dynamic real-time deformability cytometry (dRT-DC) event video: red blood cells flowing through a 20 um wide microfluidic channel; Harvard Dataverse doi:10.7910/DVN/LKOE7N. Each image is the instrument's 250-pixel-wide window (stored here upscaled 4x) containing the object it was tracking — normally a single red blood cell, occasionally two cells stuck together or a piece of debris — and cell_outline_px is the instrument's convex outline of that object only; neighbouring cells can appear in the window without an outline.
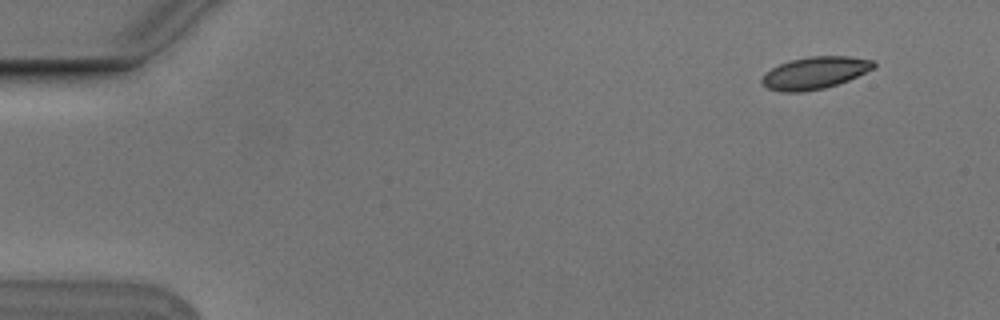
{"species": "Egyptian fruit bat (a non-hibernating species)", "species_latin": "Rousettus aegyptiacus", "temperature_condition": "cold", "stored_images_in_passage": 5, "camera_frame_rate_fps": 3000, "um_per_image_px": 0.085, "animal": {"sex": "male"}, "frame": {"image": 1, "passage_image": 1, "time_ms": 0.0, "image_size_px": [1000, 320], "cell_outline_px": [[876, 68], [848, 80], [824, 88], [804, 92], [780, 92], [768, 88], [760, 80], [772, 68], [780, 64], [792, 60], [808, 56], [848, 56], [872, 60], [876, 64]], "centroid_in_image_um": [69.3, 6.19], "position_along_channel_um": 15.7, "area_um2": 20.81}}